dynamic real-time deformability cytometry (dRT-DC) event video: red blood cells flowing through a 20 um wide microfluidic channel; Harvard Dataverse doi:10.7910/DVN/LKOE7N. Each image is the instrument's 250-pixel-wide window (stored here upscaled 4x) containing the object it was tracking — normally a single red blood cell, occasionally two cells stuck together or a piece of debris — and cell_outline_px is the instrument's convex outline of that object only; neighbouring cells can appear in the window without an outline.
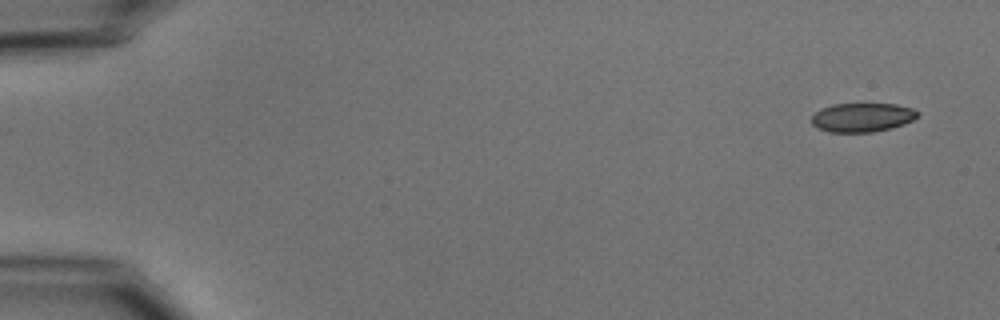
{"species": "common noctule bat (a hibernating species)", "species_latin": "Nyctalus noctula", "temperature_condition": "cold", "stored_images_in_passage": 5, "camera_frame_rate_fps": 3000, "um_per_image_px": 0.085, "animal": {"sex": "male", "body_mass_g": 15.6}, "frame": {"image": 1, "passage_image": 1, "time_ms": 0.0, "image_size_px": [1000, 320], "cell_outline_px": [[920, 112], [912, 120], [904, 124], [892, 128], [872, 132], [828, 132], [812, 124], [812, 116], [816, 112], [832, 104], [896, 104], [912, 108]], "centroid_in_image_um": [73.31, 9.98], "position_along_channel_um": 11.7, "area_um2": 17.74}}
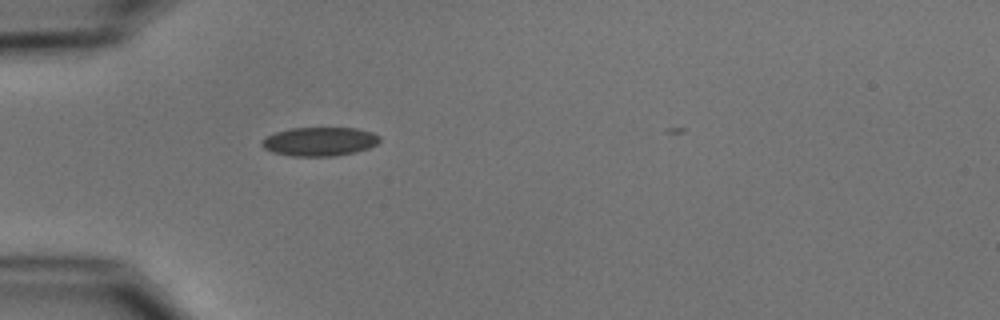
{"frame": {"image": 2, "passage_image": 5, "time_ms": 4.667, "image_size_px": [1000, 320], "cell_outline_px": [[380, 140], [376, 144], [368, 148], [356, 152], [332, 156], [292, 156], [272, 152], [264, 148], [260, 144], [260, 140], [276, 132], [288, 128], [356, 128], [372, 132], [380, 136]], "centroid_in_image_um": [27.15, 12.03], "position_along_channel_um": 57.9, "area_um2": 19.83}}